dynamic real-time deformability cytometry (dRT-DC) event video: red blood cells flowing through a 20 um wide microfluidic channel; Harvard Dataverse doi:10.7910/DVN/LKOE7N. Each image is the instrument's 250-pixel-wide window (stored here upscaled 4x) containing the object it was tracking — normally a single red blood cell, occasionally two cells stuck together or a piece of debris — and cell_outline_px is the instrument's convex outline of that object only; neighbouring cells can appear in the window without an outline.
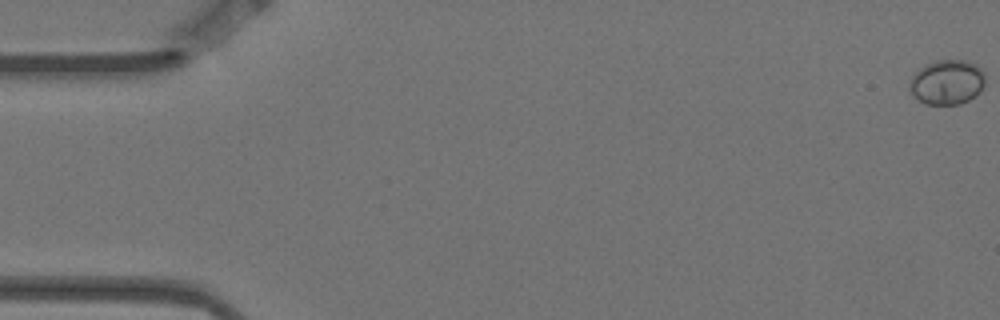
{"species": "Egyptian fruit bat (a non-hibernating species)", "species_latin": "Rousettus aegyptiacus", "temperature_condition": "warm", "stored_images_in_passage": 9, "camera_frame_rate_fps": 3000, "um_per_image_px": 0.085, "animal": {"sex": "female"}, "frame": {"image": 1, "passage_image": 1, "time_ms": 0.0, "image_size_px": [1000, 320], "cell_outline_px": [[984, 84], [980, 92], [976, 96], [960, 104], [928, 104], [916, 100], [912, 96], [908, 88], [908, 84], [912, 76], [924, 64], [936, 60], [964, 60], [976, 64], [984, 72]], "centroid_in_image_um": [80.47, 6.99], "position_along_channel_um": 4.5, "area_um2": 20.0}}
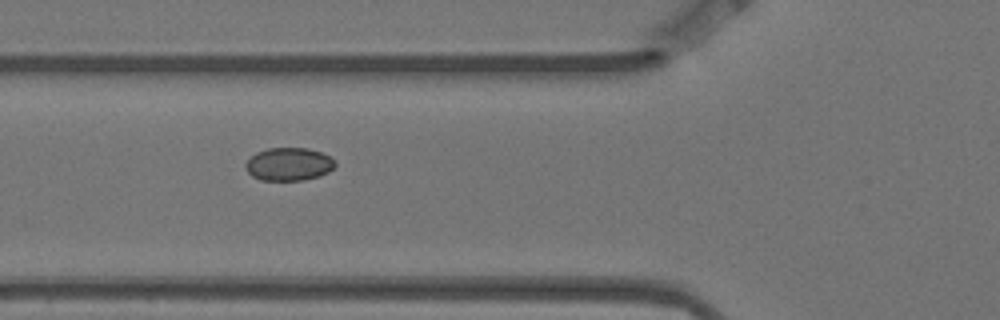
{"frame": {"image": 2, "passage_image": 6, "time_ms": 1.667, "image_size_px": [1000, 320], "cell_outline_px": [[336, 164], [328, 172], [320, 176], [304, 180], [260, 180], [252, 176], [244, 168], [244, 164], [256, 152], [268, 148], [308, 148], [320, 152], [336, 160]], "centroid_in_image_um": [24.54, 13.96], "position_along_channel_um": 101.3, "area_um2": 17.28}}
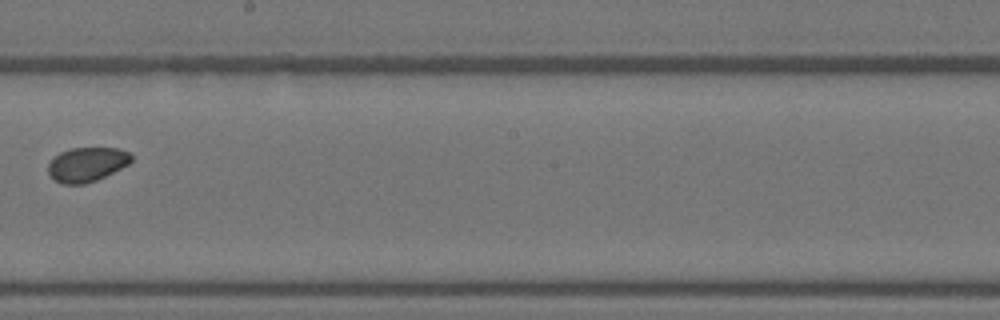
{"frame": {"image": 3, "passage_image": 9, "time_ms": 2.667, "image_size_px": [1000, 320], "cell_outline_px": [[132, 160], [128, 164], [96, 180], [84, 184], [64, 184], [52, 180], [48, 172], [48, 164], [52, 156], [60, 152], [72, 148], [116, 148], [128, 152], [132, 156]], "centroid_in_image_um": [7.32, 13.97], "position_along_channel_um": 240.9, "area_um2": 16.65}}